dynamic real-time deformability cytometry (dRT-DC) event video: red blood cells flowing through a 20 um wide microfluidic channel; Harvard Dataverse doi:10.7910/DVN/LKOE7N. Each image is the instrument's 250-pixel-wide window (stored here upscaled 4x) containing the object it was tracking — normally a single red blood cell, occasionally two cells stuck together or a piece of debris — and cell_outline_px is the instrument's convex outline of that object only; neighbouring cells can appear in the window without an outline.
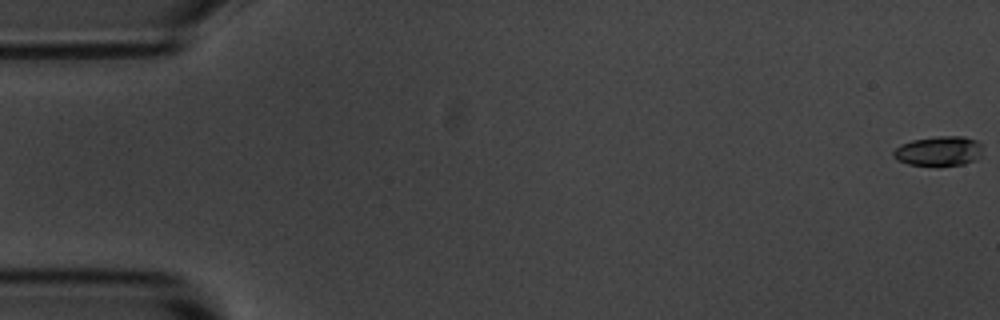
{"species": "common noctule bat (a hibernating species)", "species_latin": "Nyctalus noctula", "temperature_condition": "room temperature", "stored_images_in_passage": 9, "camera_frame_rate_fps": 3000, "um_per_image_px": 0.085, "animal": {"sex": "male", "body_mass_g": 20.1, "forearm_length_mm": 53.5}, "frame": {"image": 1, "passage_image": 1, "time_ms": 0.0, "image_size_px": [1000, 320], "cell_outline_px": [[984, 144], [980, 156], [976, 160], [964, 164], [936, 168], [908, 164], [896, 160], [892, 156], [892, 152], [900, 144], [912, 140], [936, 136], [964, 136], [976, 140]], "centroid_in_image_um": [79.8, 12.87], "position_along_channel_um": 5.2, "area_um2": 16.24}}
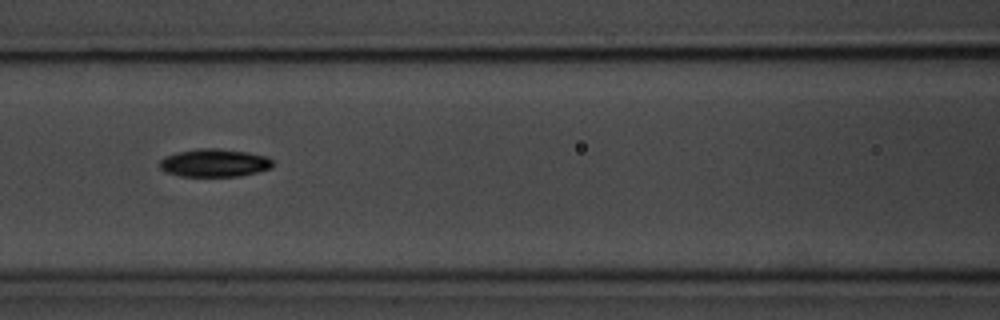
{"frame": {"image": 2, "passage_image": 8, "time_ms": 8.0, "image_size_px": [1000, 320], "cell_outline_px": [[272, 168], [240, 176], [180, 176], [164, 172], [160, 168], [160, 160], [164, 156], [176, 152], [196, 148], [216, 148], [248, 152], [264, 156], [272, 160]], "centroid_in_image_um": [18.17, 13.84], "position_along_channel_um": 148.4, "area_um2": 18.5}}
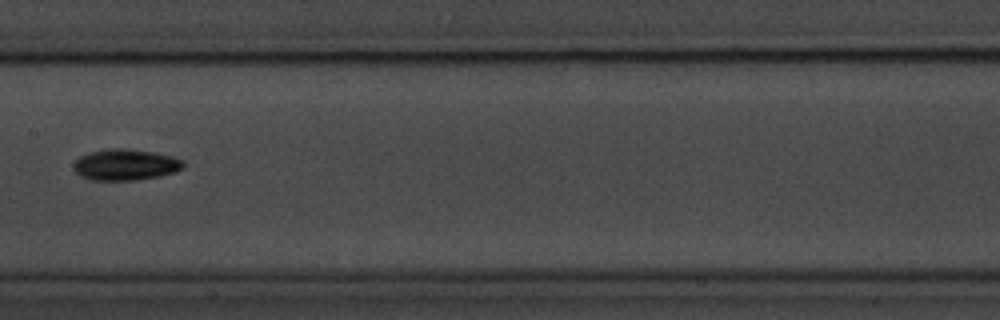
{"frame": {"image": 3, "passage_image": 9, "time_ms": 9.333, "image_size_px": [1000, 320], "cell_outline_px": [[184, 168], [176, 172], [160, 176], [136, 180], [92, 180], [80, 176], [72, 168], [72, 164], [80, 156], [88, 152], [108, 148], [124, 148], [152, 152], [172, 156], [184, 160]], "centroid_in_image_um": [10.65, 14.0], "position_along_channel_um": 196.7, "area_um2": 20.17}}